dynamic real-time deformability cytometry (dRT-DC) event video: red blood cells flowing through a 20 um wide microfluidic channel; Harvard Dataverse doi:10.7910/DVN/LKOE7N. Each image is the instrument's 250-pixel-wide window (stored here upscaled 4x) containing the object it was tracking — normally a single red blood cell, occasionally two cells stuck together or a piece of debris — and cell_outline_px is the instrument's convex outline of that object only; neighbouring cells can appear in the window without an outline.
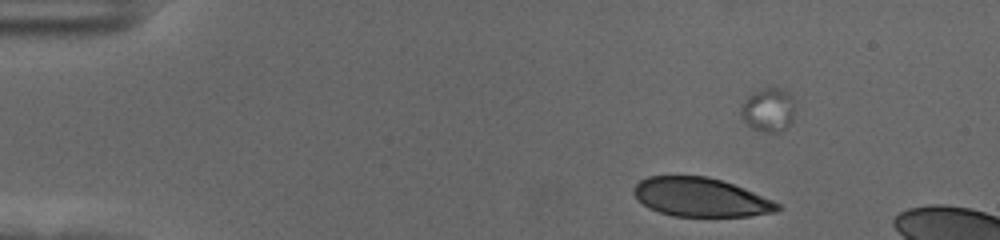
{"species": "human", "species_latin": "Homo sapiens", "temperature_condition": "cold", "stored_images_in_passage": 20, "camera_frame_rate_fps": 3000, "um_per_image_px": 0.085, "donor": {"sex": "female"}, "frame": {"image": 1, "passage_image": 10, "time_ms": 3.0, "image_size_px": [1000, 240], "cell_outline_px": [[780, 208], [776, 212], [748, 216], [672, 216], [648, 208], [636, 200], [632, 192], [632, 188], [640, 180], [648, 176], [708, 176], [744, 188], [772, 200], [780, 204]], "centroid_in_image_um": [59.5, 16.77], "position_along_channel_um": 25.5, "area_um2": 32.6}}